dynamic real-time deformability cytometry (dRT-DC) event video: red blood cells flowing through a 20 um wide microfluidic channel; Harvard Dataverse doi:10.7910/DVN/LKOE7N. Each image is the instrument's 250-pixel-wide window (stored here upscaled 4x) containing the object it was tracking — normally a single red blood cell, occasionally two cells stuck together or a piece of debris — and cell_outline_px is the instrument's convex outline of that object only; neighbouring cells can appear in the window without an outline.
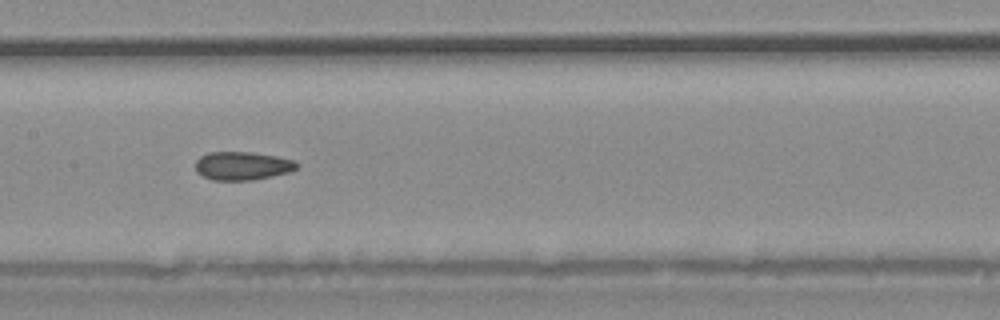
{"species": "common noctule bat (a hibernating species)", "species_latin": "Nyctalus noctula", "temperature_condition": "warm", "stored_images_in_passage": 36, "camera_frame_rate_fps": 3000, "um_per_image_px": 0.085, "animal": {"sex": "male", "body_mass_g": 20.4}, "frame": {"image": 1, "passage_image": 16, "time_ms": 5.0, "image_size_px": [1000, 320], "cell_outline_px": [[300, 164], [292, 172], [252, 180], [212, 180], [196, 172], [196, 160], [200, 156], [208, 152], [248, 152], [276, 156], [292, 160]], "centroid_in_image_um": [20.6, 14.1], "position_along_channel_um": 186.8, "area_um2": 16.76}}